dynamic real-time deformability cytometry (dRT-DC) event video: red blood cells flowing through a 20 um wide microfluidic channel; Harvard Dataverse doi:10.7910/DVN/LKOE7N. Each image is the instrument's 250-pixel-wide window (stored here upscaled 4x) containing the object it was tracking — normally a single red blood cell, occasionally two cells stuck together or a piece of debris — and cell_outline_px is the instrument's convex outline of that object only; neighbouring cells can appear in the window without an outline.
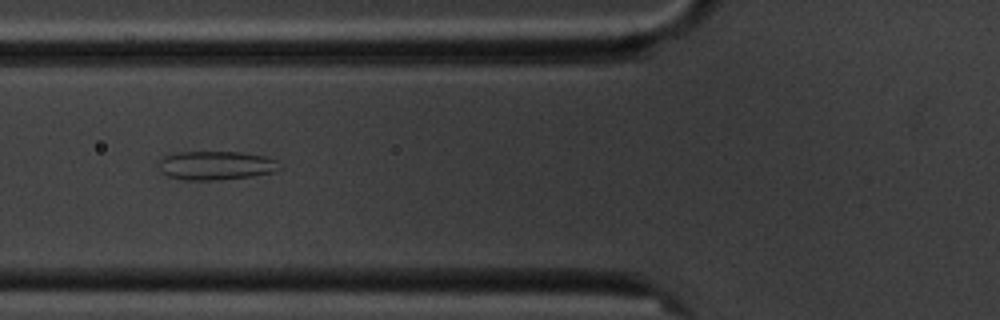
{"species": "common noctule bat (a hibernating species)", "species_latin": "Nyctalus noctula", "temperature_condition": "cold", "stored_images_in_passage": 10, "camera_frame_rate_fps": 3000, "um_per_image_px": 0.085, "animal": {"sex": "male", "body_mass_g": 20.1, "forearm_length_mm": 53.5}, "frame": {"image": 1, "passage_image": 6, "time_ms": 5.667, "image_size_px": [1000, 320], "cell_outline_px": [[280, 168], [276, 172], [252, 176], [216, 180], [184, 180], [168, 176], [160, 172], [156, 160], [164, 156], [176, 152], [244, 152], [264, 156], [276, 160]], "centroid_in_image_um": [18.3, 14.06], "position_along_channel_um": 107.5, "area_um2": 20.58}}
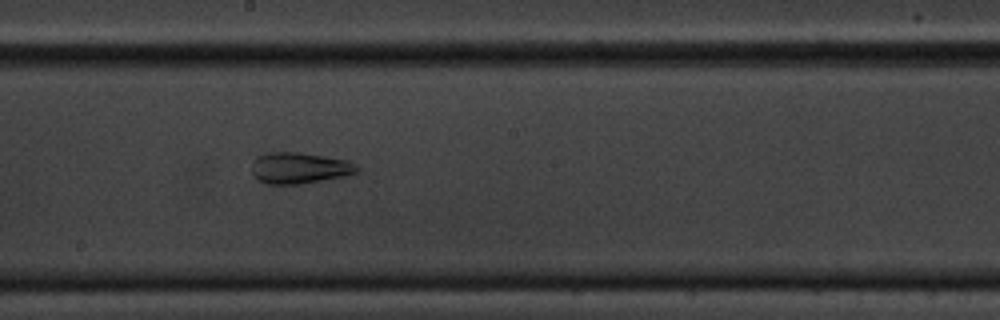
{"frame": {"image": 2, "passage_image": 9, "time_ms": 9.0, "image_size_px": [1000, 320], "cell_outline_px": [[360, 172], [344, 176], [300, 184], [264, 184], [256, 180], [252, 176], [252, 160], [256, 156], [264, 152], [300, 152], [348, 160], [356, 164], [360, 168]], "centroid_in_image_um": [25.41, 14.27], "position_along_channel_um": 222.8, "area_um2": 19.59}}